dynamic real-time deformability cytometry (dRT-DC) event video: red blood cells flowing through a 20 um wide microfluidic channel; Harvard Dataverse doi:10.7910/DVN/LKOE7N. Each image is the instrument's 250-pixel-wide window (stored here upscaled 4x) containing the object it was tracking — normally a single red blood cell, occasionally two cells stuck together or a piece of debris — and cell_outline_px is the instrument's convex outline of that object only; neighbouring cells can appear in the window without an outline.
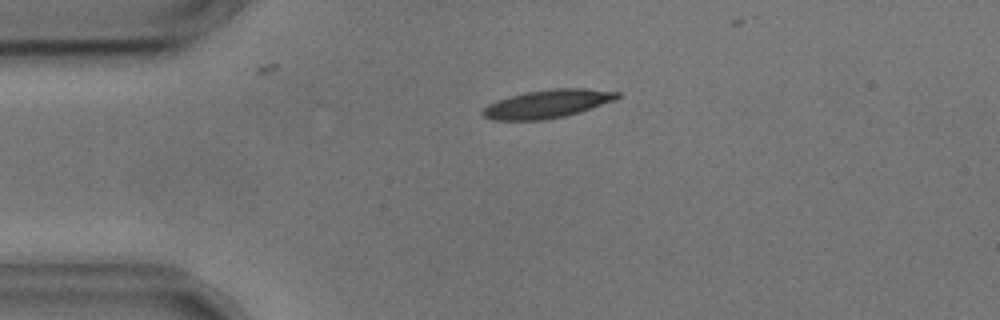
{"species": "common noctule bat (a hibernating species)", "species_latin": "Nyctalus noctula", "temperature_condition": "cold", "stored_images_in_passage": 38, "camera_frame_rate_fps": 3000, "um_per_image_px": 0.085, "animal": {"sex": "male", "body_mass_g": 17.9, "forearm_length_mm": 54.2}, "frame": {"image": 1, "passage_image": 2, "time_ms": 0.333, "image_size_px": [1000, 320], "cell_outline_px": [[620, 96], [616, 100], [580, 112], [564, 116], [544, 120], [492, 120], [484, 116], [480, 112], [488, 104], [496, 100], [528, 92], [552, 88], [584, 88], [620, 92]], "centroid_in_image_um": [46.55, 8.83], "position_along_channel_um": 38.5, "area_um2": 22.14}}
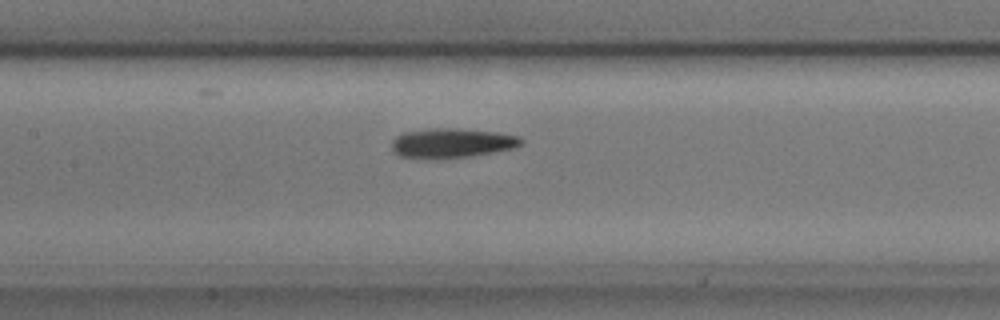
{"frame": {"image": 2, "passage_image": 15, "time_ms": 4.667, "image_size_px": [1000, 320], "cell_outline_px": [[524, 144], [512, 148], [492, 152], [444, 160], [428, 160], [400, 156], [392, 152], [392, 140], [396, 136], [404, 132], [428, 128], [456, 128], [496, 132], [516, 136], [524, 140]], "centroid_in_image_um": [38.33, 12.18], "position_along_channel_um": 169.1, "area_um2": 22.72}}
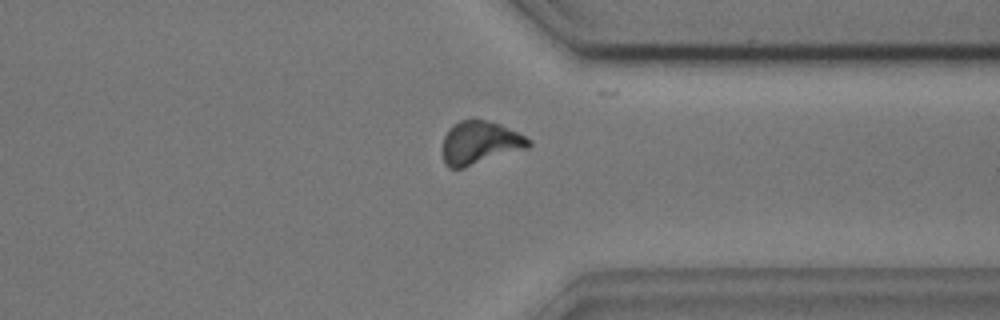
{"frame": {"image": 3, "passage_image": 32, "time_ms": 10.333, "image_size_px": [1000, 320], "cell_outline_px": [[532, 144], [528, 148], [464, 168], [448, 168], [444, 164], [444, 136], [452, 124], [460, 120], [484, 120], [500, 124], [532, 140]], "centroid_in_image_um": [40.8, 12.15], "position_along_channel_um": 370.6, "area_um2": 21.5}, "authors_computed_cell_mechanics": {"area_um2": 21.7328, "velocity_mm_per_s": 3.603, "shape_relaxation_time_tau1_ms": 2.7706, "shape_relaxation_time_tau2_ms": 6.2347, "deformation_change_tau1": 0.128, "deformation_change_tau2": 0.1605}}